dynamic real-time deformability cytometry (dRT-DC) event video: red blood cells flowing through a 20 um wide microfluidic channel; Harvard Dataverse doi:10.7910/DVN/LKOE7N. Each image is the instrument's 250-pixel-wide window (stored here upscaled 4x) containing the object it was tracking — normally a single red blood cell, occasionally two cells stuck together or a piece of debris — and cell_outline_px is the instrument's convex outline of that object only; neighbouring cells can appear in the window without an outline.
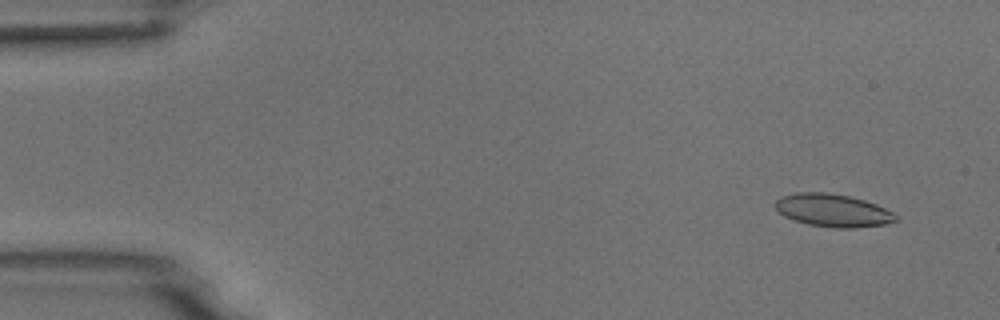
{"species": "common noctule bat (a hibernating species)", "species_latin": "Nyctalus noctula", "temperature_condition": "room temperature", "stored_images_in_passage": 4, "camera_frame_rate_fps": 3000, "um_per_image_px": 0.085, "animal": {"sex": "male", "body_mass_g": 18.8}, "frame": {"image": 1, "passage_image": 1, "time_ms": 0.0, "image_size_px": [1000, 320], "cell_outline_px": [[900, 216], [896, 220], [888, 224], [856, 228], [836, 228], [808, 224], [784, 216], [776, 208], [776, 200], [780, 196], [796, 192], [828, 192], [848, 196], [864, 200], [876, 204]], "centroid_in_image_um": [70.82, 17.88], "position_along_channel_um": 14.2, "area_um2": 23.06}}
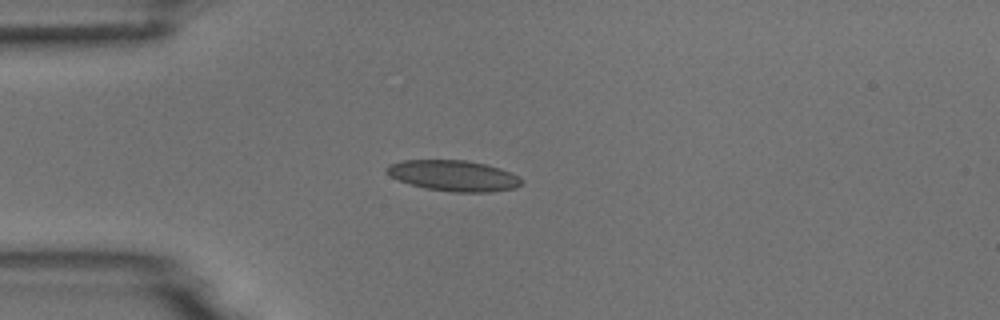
{"frame": {"image": 2, "passage_image": 3, "time_ms": 3.333, "image_size_px": [1000, 320], "cell_outline_px": [[524, 184], [516, 188], [492, 192], [452, 192], [424, 188], [400, 180], [384, 172], [384, 168], [388, 164], [404, 160], [464, 160], [484, 164], [500, 168], [520, 176]], "centroid_in_image_um": [38.58, 14.94], "position_along_channel_um": 46.4, "area_um2": 24.33}}